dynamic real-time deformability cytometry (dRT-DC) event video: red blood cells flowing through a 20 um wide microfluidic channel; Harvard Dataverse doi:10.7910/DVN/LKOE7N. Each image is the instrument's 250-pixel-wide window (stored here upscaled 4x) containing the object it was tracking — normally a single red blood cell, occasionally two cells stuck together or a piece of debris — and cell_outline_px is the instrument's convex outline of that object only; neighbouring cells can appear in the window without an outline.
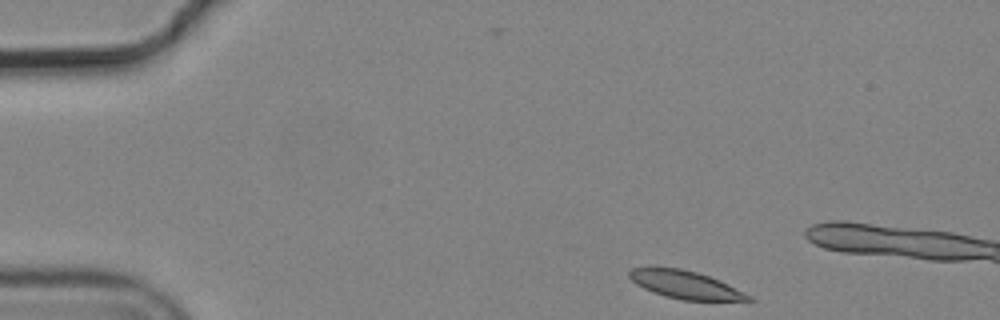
{"species": "common noctule bat (a hibernating species)", "species_latin": "Nyctalus noctula", "temperature_condition": "cold", "stored_images_in_passage": 4, "camera_frame_rate_fps": 3000, "um_per_image_px": 0.085, "animal": {"sex": "male", "body_mass_g": 19.2, "forearm_length_mm": 51.8}, "frame": {"image": 1, "passage_image": 1, "time_ms": 0.0, "image_size_px": [1000, 320], "cell_outline_px": [[756, 300], [752, 304], [748, 304], [680, 300], [664, 296], [652, 292], [636, 284], [628, 276], [628, 272], [632, 268], [680, 268], [696, 272], [720, 280], [752, 296]], "centroid_in_image_um": [58.47, 24.29], "position_along_channel_um": 26.5, "area_um2": 20.29}}